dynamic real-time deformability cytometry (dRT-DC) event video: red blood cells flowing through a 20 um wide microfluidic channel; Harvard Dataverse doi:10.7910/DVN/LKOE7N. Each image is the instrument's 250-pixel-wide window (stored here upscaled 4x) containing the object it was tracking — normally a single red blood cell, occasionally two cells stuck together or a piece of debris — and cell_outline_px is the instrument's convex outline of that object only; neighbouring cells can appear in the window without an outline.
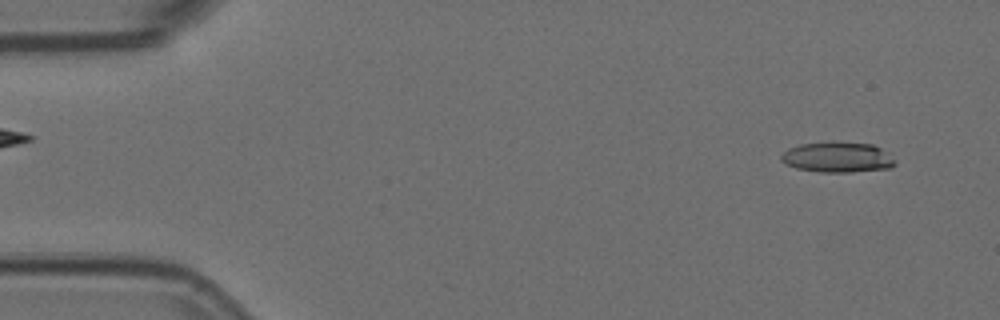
{"species": "Egyptian fruit bat (a non-hibernating species)", "species_latin": "Rousettus aegyptiacus", "temperature_condition": "room temperature", "stored_images_in_passage": 6, "camera_frame_rate_fps": 3000, "um_per_image_px": 0.085, "animal": {"sex": "female"}, "frame": {"image": 1, "passage_image": 1, "time_ms": 0.0, "image_size_px": [1000, 320], "cell_outline_px": [[896, 164], [892, 168], [852, 172], [820, 172], [796, 168], [780, 160], [780, 156], [788, 148], [800, 144], [828, 140], [872, 144], [888, 152], [896, 160]], "centroid_in_image_um": [71.21, 13.34], "position_along_channel_um": 13.8, "area_um2": 20.69}}
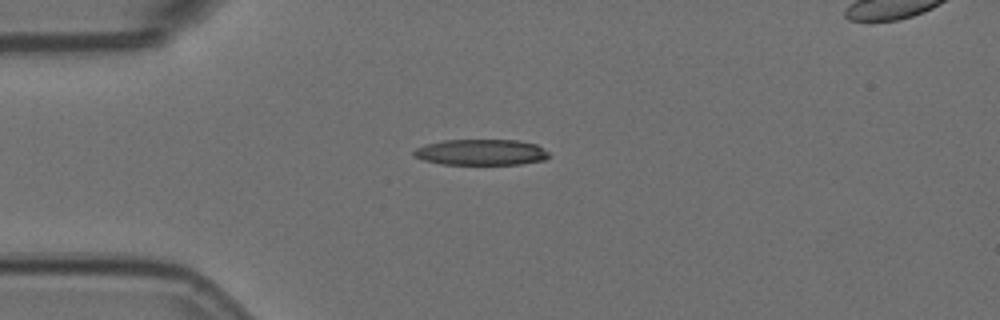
{"frame": {"image": 2, "passage_image": 4, "time_ms": 1.0, "image_size_px": [1000, 320], "cell_outline_px": [[548, 156], [544, 160], [520, 164], [440, 164], [424, 160], [412, 156], [412, 152], [416, 148], [424, 144], [444, 140], [516, 140], [536, 144], [548, 152]], "centroid_in_image_um": [40.84, 12.94], "position_along_channel_um": 44.2, "area_um2": 20.4}}
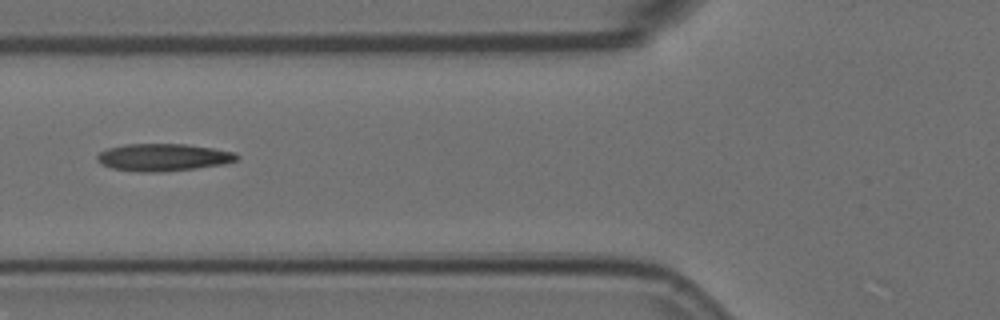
{"frame": {"image": 3, "passage_image": 6, "time_ms": 1.667, "image_size_px": [1000, 320], "cell_outline_px": [[240, 156], [236, 160], [224, 164], [196, 168], [160, 172], [140, 172], [112, 168], [100, 164], [96, 160], [96, 156], [100, 152], [108, 148], [124, 144], [184, 144], [212, 148], [236, 152]], "centroid_in_image_um": [13.86, 13.37], "position_along_channel_um": 111.9, "area_um2": 22.31}}